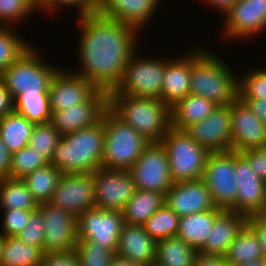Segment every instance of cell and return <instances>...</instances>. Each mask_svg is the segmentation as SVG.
Here are the masks:
<instances>
[{
  "instance_id": "23",
  "label": "cell",
  "mask_w": 266,
  "mask_h": 266,
  "mask_svg": "<svg viewBox=\"0 0 266 266\" xmlns=\"http://www.w3.org/2000/svg\"><path fill=\"white\" fill-rule=\"evenodd\" d=\"M156 244L144 226L125 223L119 236L116 256L149 266L155 261Z\"/></svg>"
},
{
  "instance_id": "6",
  "label": "cell",
  "mask_w": 266,
  "mask_h": 266,
  "mask_svg": "<svg viewBox=\"0 0 266 266\" xmlns=\"http://www.w3.org/2000/svg\"><path fill=\"white\" fill-rule=\"evenodd\" d=\"M161 144L165 147L174 183L202 179L210 151L198 144L185 130L171 127Z\"/></svg>"
},
{
  "instance_id": "37",
  "label": "cell",
  "mask_w": 266,
  "mask_h": 266,
  "mask_svg": "<svg viewBox=\"0 0 266 266\" xmlns=\"http://www.w3.org/2000/svg\"><path fill=\"white\" fill-rule=\"evenodd\" d=\"M180 217L166 204L158 209L143 225L156 242L177 235Z\"/></svg>"
},
{
  "instance_id": "55",
  "label": "cell",
  "mask_w": 266,
  "mask_h": 266,
  "mask_svg": "<svg viewBox=\"0 0 266 266\" xmlns=\"http://www.w3.org/2000/svg\"><path fill=\"white\" fill-rule=\"evenodd\" d=\"M109 266H144V265L137 263V262L128 261V260L119 258L118 256H115Z\"/></svg>"
},
{
  "instance_id": "34",
  "label": "cell",
  "mask_w": 266,
  "mask_h": 266,
  "mask_svg": "<svg viewBox=\"0 0 266 266\" xmlns=\"http://www.w3.org/2000/svg\"><path fill=\"white\" fill-rule=\"evenodd\" d=\"M13 110L35 124L50 122L52 114L48 93H21L13 100Z\"/></svg>"
},
{
  "instance_id": "38",
  "label": "cell",
  "mask_w": 266,
  "mask_h": 266,
  "mask_svg": "<svg viewBox=\"0 0 266 266\" xmlns=\"http://www.w3.org/2000/svg\"><path fill=\"white\" fill-rule=\"evenodd\" d=\"M48 163L41 153L27 145L25 148L12 154L10 178L22 179L27 174L46 166Z\"/></svg>"
},
{
  "instance_id": "15",
  "label": "cell",
  "mask_w": 266,
  "mask_h": 266,
  "mask_svg": "<svg viewBox=\"0 0 266 266\" xmlns=\"http://www.w3.org/2000/svg\"><path fill=\"white\" fill-rule=\"evenodd\" d=\"M108 108V92L97 89L85 102L53 111L51 125L63 136L95 125Z\"/></svg>"
},
{
  "instance_id": "44",
  "label": "cell",
  "mask_w": 266,
  "mask_h": 266,
  "mask_svg": "<svg viewBox=\"0 0 266 266\" xmlns=\"http://www.w3.org/2000/svg\"><path fill=\"white\" fill-rule=\"evenodd\" d=\"M1 211H3L1 220L3 229L1 228L0 233L4 237H9L16 236L26 227L33 210L1 209Z\"/></svg>"
},
{
  "instance_id": "41",
  "label": "cell",
  "mask_w": 266,
  "mask_h": 266,
  "mask_svg": "<svg viewBox=\"0 0 266 266\" xmlns=\"http://www.w3.org/2000/svg\"><path fill=\"white\" fill-rule=\"evenodd\" d=\"M37 11L31 0H0V26L16 27Z\"/></svg>"
},
{
  "instance_id": "30",
  "label": "cell",
  "mask_w": 266,
  "mask_h": 266,
  "mask_svg": "<svg viewBox=\"0 0 266 266\" xmlns=\"http://www.w3.org/2000/svg\"><path fill=\"white\" fill-rule=\"evenodd\" d=\"M225 258L229 266L264 259L259 238L248 223L243 226L229 246Z\"/></svg>"
},
{
  "instance_id": "58",
  "label": "cell",
  "mask_w": 266,
  "mask_h": 266,
  "mask_svg": "<svg viewBox=\"0 0 266 266\" xmlns=\"http://www.w3.org/2000/svg\"><path fill=\"white\" fill-rule=\"evenodd\" d=\"M235 266H266V260L265 259H259L255 261H248L246 263H239Z\"/></svg>"
},
{
  "instance_id": "16",
  "label": "cell",
  "mask_w": 266,
  "mask_h": 266,
  "mask_svg": "<svg viewBox=\"0 0 266 266\" xmlns=\"http://www.w3.org/2000/svg\"><path fill=\"white\" fill-rule=\"evenodd\" d=\"M50 202L76 217L96 208L93 173L63 174Z\"/></svg>"
},
{
  "instance_id": "9",
  "label": "cell",
  "mask_w": 266,
  "mask_h": 266,
  "mask_svg": "<svg viewBox=\"0 0 266 266\" xmlns=\"http://www.w3.org/2000/svg\"><path fill=\"white\" fill-rule=\"evenodd\" d=\"M235 151L210 152L202 180L215 207L236 212Z\"/></svg>"
},
{
  "instance_id": "11",
  "label": "cell",
  "mask_w": 266,
  "mask_h": 266,
  "mask_svg": "<svg viewBox=\"0 0 266 266\" xmlns=\"http://www.w3.org/2000/svg\"><path fill=\"white\" fill-rule=\"evenodd\" d=\"M44 222V254L68 253L77 245V217L51 202L39 204Z\"/></svg>"
},
{
  "instance_id": "13",
  "label": "cell",
  "mask_w": 266,
  "mask_h": 266,
  "mask_svg": "<svg viewBox=\"0 0 266 266\" xmlns=\"http://www.w3.org/2000/svg\"><path fill=\"white\" fill-rule=\"evenodd\" d=\"M222 16L221 34L228 41L259 36L266 31V0H239Z\"/></svg>"
},
{
  "instance_id": "59",
  "label": "cell",
  "mask_w": 266,
  "mask_h": 266,
  "mask_svg": "<svg viewBox=\"0 0 266 266\" xmlns=\"http://www.w3.org/2000/svg\"><path fill=\"white\" fill-rule=\"evenodd\" d=\"M3 242H4V236L0 233V259H1V251H2Z\"/></svg>"
},
{
  "instance_id": "29",
  "label": "cell",
  "mask_w": 266,
  "mask_h": 266,
  "mask_svg": "<svg viewBox=\"0 0 266 266\" xmlns=\"http://www.w3.org/2000/svg\"><path fill=\"white\" fill-rule=\"evenodd\" d=\"M35 123L14 110L0 119V137L13 154L29 144Z\"/></svg>"
},
{
  "instance_id": "18",
  "label": "cell",
  "mask_w": 266,
  "mask_h": 266,
  "mask_svg": "<svg viewBox=\"0 0 266 266\" xmlns=\"http://www.w3.org/2000/svg\"><path fill=\"white\" fill-rule=\"evenodd\" d=\"M231 123V104L217 106L209 116L191 124L185 131L210 152L229 151L232 145Z\"/></svg>"
},
{
  "instance_id": "43",
  "label": "cell",
  "mask_w": 266,
  "mask_h": 266,
  "mask_svg": "<svg viewBox=\"0 0 266 266\" xmlns=\"http://www.w3.org/2000/svg\"><path fill=\"white\" fill-rule=\"evenodd\" d=\"M22 242L38 247L43 251L44 245V222L42 211L37 208L30 215L29 223L16 235Z\"/></svg>"
},
{
  "instance_id": "14",
  "label": "cell",
  "mask_w": 266,
  "mask_h": 266,
  "mask_svg": "<svg viewBox=\"0 0 266 266\" xmlns=\"http://www.w3.org/2000/svg\"><path fill=\"white\" fill-rule=\"evenodd\" d=\"M95 206L123 211L137 188L129 170L98 168L93 173Z\"/></svg>"
},
{
  "instance_id": "60",
  "label": "cell",
  "mask_w": 266,
  "mask_h": 266,
  "mask_svg": "<svg viewBox=\"0 0 266 266\" xmlns=\"http://www.w3.org/2000/svg\"><path fill=\"white\" fill-rule=\"evenodd\" d=\"M149 266H158V265H156L155 263H153V264H150Z\"/></svg>"
},
{
  "instance_id": "47",
  "label": "cell",
  "mask_w": 266,
  "mask_h": 266,
  "mask_svg": "<svg viewBox=\"0 0 266 266\" xmlns=\"http://www.w3.org/2000/svg\"><path fill=\"white\" fill-rule=\"evenodd\" d=\"M235 181H264L249 165L248 161L238 152L235 151Z\"/></svg>"
},
{
  "instance_id": "48",
  "label": "cell",
  "mask_w": 266,
  "mask_h": 266,
  "mask_svg": "<svg viewBox=\"0 0 266 266\" xmlns=\"http://www.w3.org/2000/svg\"><path fill=\"white\" fill-rule=\"evenodd\" d=\"M39 266H80L75 251L68 253L44 254Z\"/></svg>"
},
{
  "instance_id": "33",
  "label": "cell",
  "mask_w": 266,
  "mask_h": 266,
  "mask_svg": "<svg viewBox=\"0 0 266 266\" xmlns=\"http://www.w3.org/2000/svg\"><path fill=\"white\" fill-rule=\"evenodd\" d=\"M38 206L22 179L0 180V209L36 210Z\"/></svg>"
},
{
  "instance_id": "4",
  "label": "cell",
  "mask_w": 266,
  "mask_h": 266,
  "mask_svg": "<svg viewBox=\"0 0 266 266\" xmlns=\"http://www.w3.org/2000/svg\"><path fill=\"white\" fill-rule=\"evenodd\" d=\"M108 108L150 142H161L171 128V107L160 99L108 95Z\"/></svg>"
},
{
  "instance_id": "19",
  "label": "cell",
  "mask_w": 266,
  "mask_h": 266,
  "mask_svg": "<svg viewBox=\"0 0 266 266\" xmlns=\"http://www.w3.org/2000/svg\"><path fill=\"white\" fill-rule=\"evenodd\" d=\"M97 88L85 77L68 68H59L52 77L48 95L51 111L85 102Z\"/></svg>"
},
{
  "instance_id": "49",
  "label": "cell",
  "mask_w": 266,
  "mask_h": 266,
  "mask_svg": "<svg viewBox=\"0 0 266 266\" xmlns=\"http://www.w3.org/2000/svg\"><path fill=\"white\" fill-rule=\"evenodd\" d=\"M12 153L0 137V180L10 178Z\"/></svg>"
},
{
  "instance_id": "51",
  "label": "cell",
  "mask_w": 266,
  "mask_h": 266,
  "mask_svg": "<svg viewBox=\"0 0 266 266\" xmlns=\"http://www.w3.org/2000/svg\"><path fill=\"white\" fill-rule=\"evenodd\" d=\"M251 111L266 125V100L256 98H240Z\"/></svg>"
},
{
  "instance_id": "53",
  "label": "cell",
  "mask_w": 266,
  "mask_h": 266,
  "mask_svg": "<svg viewBox=\"0 0 266 266\" xmlns=\"http://www.w3.org/2000/svg\"><path fill=\"white\" fill-rule=\"evenodd\" d=\"M247 223L255 230L260 241L264 259L266 260V226H264L255 216L248 217Z\"/></svg>"
},
{
  "instance_id": "56",
  "label": "cell",
  "mask_w": 266,
  "mask_h": 266,
  "mask_svg": "<svg viewBox=\"0 0 266 266\" xmlns=\"http://www.w3.org/2000/svg\"><path fill=\"white\" fill-rule=\"evenodd\" d=\"M53 0H31L32 4L40 11L43 10L52 2Z\"/></svg>"
},
{
  "instance_id": "1",
  "label": "cell",
  "mask_w": 266,
  "mask_h": 266,
  "mask_svg": "<svg viewBox=\"0 0 266 266\" xmlns=\"http://www.w3.org/2000/svg\"><path fill=\"white\" fill-rule=\"evenodd\" d=\"M77 17L81 69L73 72L109 93L120 83L127 62L138 50L142 32L97 12Z\"/></svg>"
},
{
  "instance_id": "2",
  "label": "cell",
  "mask_w": 266,
  "mask_h": 266,
  "mask_svg": "<svg viewBox=\"0 0 266 266\" xmlns=\"http://www.w3.org/2000/svg\"><path fill=\"white\" fill-rule=\"evenodd\" d=\"M220 57L206 47L191 48L190 94L228 106L238 98L239 77Z\"/></svg>"
},
{
  "instance_id": "45",
  "label": "cell",
  "mask_w": 266,
  "mask_h": 266,
  "mask_svg": "<svg viewBox=\"0 0 266 266\" xmlns=\"http://www.w3.org/2000/svg\"><path fill=\"white\" fill-rule=\"evenodd\" d=\"M62 8L78 10L77 16L88 15L96 12V0H53L43 12H50V14L52 12L54 15L53 12H59Z\"/></svg>"
},
{
  "instance_id": "28",
  "label": "cell",
  "mask_w": 266,
  "mask_h": 266,
  "mask_svg": "<svg viewBox=\"0 0 266 266\" xmlns=\"http://www.w3.org/2000/svg\"><path fill=\"white\" fill-rule=\"evenodd\" d=\"M198 251L180 237H168L156 244L154 263L158 266H194Z\"/></svg>"
},
{
  "instance_id": "39",
  "label": "cell",
  "mask_w": 266,
  "mask_h": 266,
  "mask_svg": "<svg viewBox=\"0 0 266 266\" xmlns=\"http://www.w3.org/2000/svg\"><path fill=\"white\" fill-rule=\"evenodd\" d=\"M62 135L48 123L35 124L30 136L28 146L50 162L53 152L58 145Z\"/></svg>"
},
{
  "instance_id": "57",
  "label": "cell",
  "mask_w": 266,
  "mask_h": 266,
  "mask_svg": "<svg viewBox=\"0 0 266 266\" xmlns=\"http://www.w3.org/2000/svg\"><path fill=\"white\" fill-rule=\"evenodd\" d=\"M254 216L266 226V204Z\"/></svg>"
},
{
  "instance_id": "54",
  "label": "cell",
  "mask_w": 266,
  "mask_h": 266,
  "mask_svg": "<svg viewBox=\"0 0 266 266\" xmlns=\"http://www.w3.org/2000/svg\"><path fill=\"white\" fill-rule=\"evenodd\" d=\"M203 2L208 3V5L214 9H217L221 12V15L225 14L234 4H236L239 0H201Z\"/></svg>"
},
{
  "instance_id": "40",
  "label": "cell",
  "mask_w": 266,
  "mask_h": 266,
  "mask_svg": "<svg viewBox=\"0 0 266 266\" xmlns=\"http://www.w3.org/2000/svg\"><path fill=\"white\" fill-rule=\"evenodd\" d=\"M75 252L80 266H109L116 256L112 250L89 240H78Z\"/></svg>"
},
{
  "instance_id": "31",
  "label": "cell",
  "mask_w": 266,
  "mask_h": 266,
  "mask_svg": "<svg viewBox=\"0 0 266 266\" xmlns=\"http://www.w3.org/2000/svg\"><path fill=\"white\" fill-rule=\"evenodd\" d=\"M62 176L63 173L60 170L48 163L46 166L27 174L22 180L39 205L51 201Z\"/></svg>"
},
{
  "instance_id": "36",
  "label": "cell",
  "mask_w": 266,
  "mask_h": 266,
  "mask_svg": "<svg viewBox=\"0 0 266 266\" xmlns=\"http://www.w3.org/2000/svg\"><path fill=\"white\" fill-rule=\"evenodd\" d=\"M14 29L16 28L0 26V74L32 47Z\"/></svg>"
},
{
  "instance_id": "5",
  "label": "cell",
  "mask_w": 266,
  "mask_h": 266,
  "mask_svg": "<svg viewBox=\"0 0 266 266\" xmlns=\"http://www.w3.org/2000/svg\"><path fill=\"white\" fill-rule=\"evenodd\" d=\"M101 119L104 121L101 167L129 170L150 141L118 118L109 108L103 112Z\"/></svg>"
},
{
  "instance_id": "26",
  "label": "cell",
  "mask_w": 266,
  "mask_h": 266,
  "mask_svg": "<svg viewBox=\"0 0 266 266\" xmlns=\"http://www.w3.org/2000/svg\"><path fill=\"white\" fill-rule=\"evenodd\" d=\"M223 210L215 207L202 213H193L180 217L177 237L183 239L190 247L199 251L205 244L215 218Z\"/></svg>"
},
{
  "instance_id": "32",
  "label": "cell",
  "mask_w": 266,
  "mask_h": 266,
  "mask_svg": "<svg viewBox=\"0 0 266 266\" xmlns=\"http://www.w3.org/2000/svg\"><path fill=\"white\" fill-rule=\"evenodd\" d=\"M43 251L22 242L17 236L4 237L0 266H39Z\"/></svg>"
},
{
  "instance_id": "21",
  "label": "cell",
  "mask_w": 266,
  "mask_h": 266,
  "mask_svg": "<svg viewBox=\"0 0 266 266\" xmlns=\"http://www.w3.org/2000/svg\"><path fill=\"white\" fill-rule=\"evenodd\" d=\"M159 2L160 0H96V12L133 26L140 32L155 15Z\"/></svg>"
},
{
  "instance_id": "25",
  "label": "cell",
  "mask_w": 266,
  "mask_h": 266,
  "mask_svg": "<svg viewBox=\"0 0 266 266\" xmlns=\"http://www.w3.org/2000/svg\"><path fill=\"white\" fill-rule=\"evenodd\" d=\"M217 106L211 100L189 94L171 106V127L185 130L209 116Z\"/></svg>"
},
{
  "instance_id": "12",
  "label": "cell",
  "mask_w": 266,
  "mask_h": 266,
  "mask_svg": "<svg viewBox=\"0 0 266 266\" xmlns=\"http://www.w3.org/2000/svg\"><path fill=\"white\" fill-rule=\"evenodd\" d=\"M124 224L122 212L92 208L77 217V239L93 241L116 253Z\"/></svg>"
},
{
  "instance_id": "52",
  "label": "cell",
  "mask_w": 266,
  "mask_h": 266,
  "mask_svg": "<svg viewBox=\"0 0 266 266\" xmlns=\"http://www.w3.org/2000/svg\"><path fill=\"white\" fill-rule=\"evenodd\" d=\"M13 111V99L10 97L0 77V119Z\"/></svg>"
},
{
  "instance_id": "50",
  "label": "cell",
  "mask_w": 266,
  "mask_h": 266,
  "mask_svg": "<svg viewBox=\"0 0 266 266\" xmlns=\"http://www.w3.org/2000/svg\"><path fill=\"white\" fill-rule=\"evenodd\" d=\"M194 266H228L225 256L197 254Z\"/></svg>"
},
{
  "instance_id": "7",
  "label": "cell",
  "mask_w": 266,
  "mask_h": 266,
  "mask_svg": "<svg viewBox=\"0 0 266 266\" xmlns=\"http://www.w3.org/2000/svg\"><path fill=\"white\" fill-rule=\"evenodd\" d=\"M39 52L32 46L0 74L13 100L21 93H48L51 79L59 68L45 62Z\"/></svg>"
},
{
  "instance_id": "35",
  "label": "cell",
  "mask_w": 266,
  "mask_h": 266,
  "mask_svg": "<svg viewBox=\"0 0 266 266\" xmlns=\"http://www.w3.org/2000/svg\"><path fill=\"white\" fill-rule=\"evenodd\" d=\"M236 212L254 216L266 204V182H237Z\"/></svg>"
},
{
  "instance_id": "20",
  "label": "cell",
  "mask_w": 266,
  "mask_h": 266,
  "mask_svg": "<svg viewBox=\"0 0 266 266\" xmlns=\"http://www.w3.org/2000/svg\"><path fill=\"white\" fill-rule=\"evenodd\" d=\"M179 217L215 208L202 179L174 183L165 194V202Z\"/></svg>"
},
{
  "instance_id": "10",
  "label": "cell",
  "mask_w": 266,
  "mask_h": 266,
  "mask_svg": "<svg viewBox=\"0 0 266 266\" xmlns=\"http://www.w3.org/2000/svg\"><path fill=\"white\" fill-rule=\"evenodd\" d=\"M137 189L164 195L174 184L170 176L168 155L161 142H150L129 169Z\"/></svg>"
},
{
  "instance_id": "17",
  "label": "cell",
  "mask_w": 266,
  "mask_h": 266,
  "mask_svg": "<svg viewBox=\"0 0 266 266\" xmlns=\"http://www.w3.org/2000/svg\"><path fill=\"white\" fill-rule=\"evenodd\" d=\"M231 150L242 153L266 147V125L239 97L231 103Z\"/></svg>"
},
{
  "instance_id": "22",
  "label": "cell",
  "mask_w": 266,
  "mask_h": 266,
  "mask_svg": "<svg viewBox=\"0 0 266 266\" xmlns=\"http://www.w3.org/2000/svg\"><path fill=\"white\" fill-rule=\"evenodd\" d=\"M248 217L231 210H223L214 220L212 230L206 238L200 254L225 256Z\"/></svg>"
},
{
  "instance_id": "3",
  "label": "cell",
  "mask_w": 266,
  "mask_h": 266,
  "mask_svg": "<svg viewBox=\"0 0 266 266\" xmlns=\"http://www.w3.org/2000/svg\"><path fill=\"white\" fill-rule=\"evenodd\" d=\"M104 121L65 134L56 146L50 164L63 174L94 173L102 164Z\"/></svg>"
},
{
  "instance_id": "42",
  "label": "cell",
  "mask_w": 266,
  "mask_h": 266,
  "mask_svg": "<svg viewBox=\"0 0 266 266\" xmlns=\"http://www.w3.org/2000/svg\"><path fill=\"white\" fill-rule=\"evenodd\" d=\"M258 69V70H257ZM240 75H242L240 77ZM239 75V98H256L266 100V66Z\"/></svg>"
},
{
  "instance_id": "24",
  "label": "cell",
  "mask_w": 266,
  "mask_h": 266,
  "mask_svg": "<svg viewBox=\"0 0 266 266\" xmlns=\"http://www.w3.org/2000/svg\"><path fill=\"white\" fill-rule=\"evenodd\" d=\"M187 54L172 59L166 58L161 101L170 107L190 94L191 49Z\"/></svg>"
},
{
  "instance_id": "8",
  "label": "cell",
  "mask_w": 266,
  "mask_h": 266,
  "mask_svg": "<svg viewBox=\"0 0 266 266\" xmlns=\"http://www.w3.org/2000/svg\"><path fill=\"white\" fill-rule=\"evenodd\" d=\"M165 66V58L153 59L152 56H142L136 50L126 64L120 83L108 95H129L161 100Z\"/></svg>"
},
{
  "instance_id": "27",
  "label": "cell",
  "mask_w": 266,
  "mask_h": 266,
  "mask_svg": "<svg viewBox=\"0 0 266 266\" xmlns=\"http://www.w3.org/2000/svg\"><path fill=\"white\" fill-rule=\"evenodd\" d=\"M164 202L163 193L137 189L123 208L124 223L143 226Z\"/></svg>"
},
{
  "instance_id": "46",
  "label": "cell",
  "mask_w": 266,
  "mask_h": 266,
  "mask_svg": "<svg viewBox=\"0 0 266 266\" xmlns=\"http://www.w3.org/2000/svg\"><path fill=\"white\" fill-rule=\"evenodd\" d=\"M257 173L266 182V147L247 150L240 153Z\"/></svg>"
}]
</instances>
